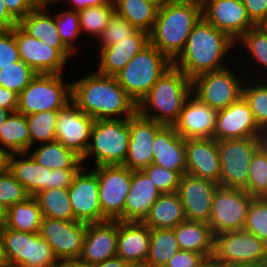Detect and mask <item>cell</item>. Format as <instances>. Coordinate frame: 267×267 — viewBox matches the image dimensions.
<instances>
[{"mask_svg":"<svg viewBox=\"0 0 267 267\" xmlns=\"http://www.w3.org/2000/svg\"><path fill=\"white\" fill-rule=\"evenodd\" d=\"M204 258L200 253L179 250L164 267H197Z\"/></svg>","mask_w":267,"mask_h":267,"instance_id":"cell-51","label":"cell"},{"mask_svg":"<svg viewBox=\"0 0 267 267\" xmlns=\"http://www.w3.org/2000/svg\"><path fill=\"white\" fill-rule=\"evenodd\" d=\"M244 230L267 245V198H254L249 206Z\"/></svg>","mask_w":267,"mask_h":267,"instance_id":"cell-44","label":"cell"},{"mask_svg":"<svg viewBox=\"0 0 267 267\" xmlns=\"http://www.w3.org/2000/svg\"><path fill=\"white\" fill-rule=\"evenodd\" d=\"M28 153L40 165L48 169L81 168L82 158L58 141L47 142Z\"/></svg>","mask_w":267,"mask_h":267,"instance_id":"cell-35","label":"cell"},{"mask_svg":"<svg viewBox=\"0 0 267 267\" xmlns=\"http://www.w3.org/2000/svg\"><path fill=\"white\" fill-rule=\"evenodd\" d=\"M180 250L173 229H150L149 254L146 267H164Z\"/></svg>","mask_w":267,"mask_h":267,"instance_id":"cell-38","label":"cell"},{"mask_svg":"<svg viewBox=\"0 0 267 267\" xmlns=\"http://www.w3.org/2000/svg\"><path fill=\"white\" fill-rule=\"evenodd\" d=\"M38 74L22 60L0 70V86L20 94Z\"/></svg>","mask_w":267,"mask_h":267,"instance_id":"cell-42","label":"cell"},{"mask_svg":"<svg viewBox=\"0 0 267 267\" xmlns=\"http://www.w3.org/2000/svg\"><path fill=\"white\" fill-rule=\"evenodd\" d=\"M201 18L200 6L166 0L158 8L149 43L173 62L184 50L189 34Z\"/></svg>","mask_w":267,"mask_h":267,"instance_id":"cell-3","label":"cell"},{"mask_svg":"<svg viewBox=\"0 0 267 267\" xmlns=\"http://www.w3.org/2000/svg\"><path fill=\"white\" fill-rule=\"evenodd\" d=\"M172 64L168 57L149 43L115 77L138 105Z\"/></svg>","mask_w":267,"mask_h":267,"instance_id":"cell-5","label":"cell"},{"mask_svg":"<svg viewBox=\"0 0 267 267\" xmlns=\"http://www.w3.org/2000/svg\"><path fill=\"white\" fill-rule=\"evenodd\" d=\"M94 122L71 101L58 111L56 141L83 158L90 144Z\"/></svg>","mask_w":267,"mask_h":267,"instance_id":"cell-16","label":"cell"},{"mask_svg":"<svg viewBox=\"0 0 267 267\" xmlns=\"http://www.w3.org/2000/svg\"><path fill=\"white\" fill-rule=\"evenodd\" d=\"M9 264L21 267H55L59 261L48 242L39 233L0 228Z\"/></svg>","mask_w":267,"mask_h":267,"instance_id":"cell-9","label":"cell"},{"mask_svg":"<svg viewBox=\"0 0 267 267\" xmlns=\"http://www.w3.org/2000/svg\"><path fill=\"white\" fill-rule=\"evenodd\" d=\"M42 218L38 201L30 196L5 210L4 226L17 231L39 233Z\"/></svg>","mask_w":267,"mask_h":267,"instance_id":"cell-34","label":"cell"},{"mask_svg":"<svg viewBox=\"0 0 267 267\" xmlns=\"http://www.w3.org/2000/svg\"><path fill=\"white\" fill-rule=\"evenodd\" d=\"M153 164L181 176L186 173L185 139L178 135L173 126H164L153 141Z\"/></svg>","mask_w":267,"mask_h":267,"instance_id":"cell-28","label":"cell"},{"mask_svg":"<svg viewBox=\"0 0 267 267\" xmlns=\"http://www.w3.org/2000/svg\"><path fill=\"white\" fill-rule=\"evenodd\" d=\"M63 44L74 54L77 49L73 41L81 32L79 14L76 10H64L54 16Z\"/></svg>","mask_w":267,"mask_h":267,"instance_id":"cell-46","label":"cell"},{"mask_svg":"<svg viewBox=\"0 0 267 267\" xmlns=\"http://www.w3.org/2000/svg\"><path fill=\"white\" fill-rule=\"evenodd\" d=\"M162 193L142 170H131V183L123 208V222H143Z\"/></svg>","mask_w":267,"mask_h":267,"instance_id":"cell-25","label":"cell"},{"mask_svg":"<svg viewBox=\"0 0 267 267\" xmlns=\"http://www.w3.org/2000/svg\"><path fill=\"white\" fill-rule=\"evenodd\" d=\"M219 184L184 173L177 193L183 205L186 220L208 223L212 199Z\"/></svg>","mask_w":267,"mask_h":267,"instance_id":"cell-18","label":"cell"},{"mask_svg":"<svg viewBox=\"0 0 267 267\" xmlns=\"http://www.w3.org/2000/svg\"><path fill=\"white\" fill-rule=\"evenodd\" d=\"M89 267H130V265L127 262H125L122 258L116 256L107 259L104 262L90 265Z\"/></svg>","mask_w":267,"mask_h":267,"instance_id":"cell-58","label":"cell"},{"mask_svg":"<svg viewBox=\"0 0 267 267\" xmlns=\"http://www.w3.org/2000/svg\"><path fill=\"white\" fill-rule=\"evenodd\" d=\"M247 101L241 96L227 108L217 111L213 138L215 140L261 137Z\"/></svg>","mask_w":267,"mask_h":267,"instance_id":"cell-20","label":"cell"},{"mask_svg":"<svg viewBox=\"0 0 267 267\" xmlns=\"http://www.w3.org/2000/svg\"><path fill=\"white\" fill-rule=\"evenodd\" d=\"M55 267H89L80 259L61 260Z\"/></svg>","mask_w":267,"mask_h":267,"instance_id":"cell-59","label":"cell"},{"mask_svg":"<svg viewBox=\"0 0 267 267\" xmlns=\"http://www.w3.org/2000/svg\"><path fill=\"white\" fill-rule=\"evenodd\" d=\"M11 112L9 110H6L2 107H0V127L2 123L6 120V118L9 116Z\"/></svg>","mask_w":267,"mask_h":267,"instance_id":"cell-65","label":"cell"},{"mask_svg":"<svg viewBox=\"0 0 267 267\" xmlns=\"http://www.w3.org/2000/svg\"><path fill=\"white\" fill-rule=\"evenodd\" d=\"M9 264V261L7 259V255L5 252L3 240L0 234V267H4Z\"/></svg>","mask_w":267,"mask_h":267,"instance_id":"cell-62","label":"cell"},{"mask_svg":"<svg viewBox=\"0 0 267 267\" xmlns=\"http://www.w3.org/2000/svg\"><path fill=\"white\" fill-rule=\"evenodd\" d=\"M15 40L20 59L39 74H62L67 58L55 48L26 34L15 26Z\"/></svg>","mask_w":267,"mask_h":267,"instance_id":"cell-21","label":"cell"},{"mask_svg":"<svg viewBox=\"0 0 267 267\" xmlns=\"http://www.w3.org/2000/svg\"><path fill=\"white\" fill-rule=\"evenodd\" d=\"M235 41L203 17L195 24L187 38L184 50L173 61L190 80L196 76L222 70V59Z\"/></svg>","mask_w":267,"mask_h":267,"instance_id":"cell-2","label":"cell"},{"mask_svg":"<svg viewBox=\"0 0 267 267\" xmlns=\"http://www.w3.org/2000/svg\"><path fill=\"white\" fill-rule=\"evenodd\" d=\"M30 195L15 179L6 167L0 173V206L5 210L19 202L25 201Z\"/></svg>","mask_w":267,"mask_h":267,"instance_id":"cell-45","label":"cell"},{"mask_svg":"<svg viewBox=\"0 0 267 267\" xmlns=\"http://www.w3.org/2000/svg\"><path fill=\"white\" fill-rule=\"evenodd\" d=\"M61 74H39L19 94L17 112L27 116L43 111L60 110L71 102V83Z\"/></svg>","mask_w":267,"mask_h":267,"instance_id":"cell-8","label":"cell"},{"mask_svg":"<svg viewBox=\"0 0 267 267\" xmlns=\"http://www.w3.org/2000/svg\"><path fill=\"white\" fill-rule=\"evenodd\" d=\"M228 68L207 72L192 79V90L201 102L216 111L223 110L242 96L243 80ZM243 82V83H242Z\"/></svg>","mask_w":267,"mask_h":267,"instance_id":"cell-12","label":"cell"},{"mask_svg":"<svg viewBox=\"0 0 267 267\" xmlns=\"http://www.w3.org/2000/svg\"><path fill=\"white\" fill-rule=\"evenodd\" d=\"M192 91V81L172 64L137 105V112L147 119L173 126ZM147 105L158 113H149Z\"/></svg>","mask_w":267,"mask_h":267,"instance_id":"cell-4","label":"cell"},{"mask_svg":"<svg viewBox=\"0 0 267 267\" xmlns=\"http://www.w3.org/2000/svg\"><path fill=\"white\" fill-rule=\"evenodd\" d=\"M130 267H146L145 265H141V266H130Z\"/></svg>","mask_w":267,"mask_h":267,"instance_id":"cell-71","label":"cell"},{"mask_svg":"<svg viewBox=\"0 0 267 267\" xmlns=\"http://www.w3.org/2000/svg\"><path fill=\"white\" fill-rule=\"evenodd\" d=\"M242 96L249 104L258 127L261 130L267 129V81L255 83L253 86L244 82Z\"/></svg>","mask_w":267,"mask_h":267,"instance_id":"cell-43","label":"cell"},{"mask_svg":"<svg viewBox=\"0 0 267 267\" xmlns=\"http://www.w3.org/2000/svg\"><path fill=\"white\" fill-rule=\"evenodd\" d=\"M34 9L18 22V26L29 36L41 40L44 44L58 49L66 58L74 55L62 42L54 16Z\"/></svg>","mask_w":267,"mask_h":267,"instance_id":"cell-30","label":"cell"},{"mask_svg":"<svg viewBox=\"0 0 267 267\" xmlns=\"http://www.w3.org/2000/svg\"><path fill=\"white\" fill-rule=\"evenodd\" d=\"M114 13L115 4L113 0L107 4L78 10L81 31L84 30L99 38Z\"/></svg>","mask_w":267,"mask_h":267,"instance_id":"cell-41","label":"cell"},{"mask_svg":"<svg viewBox=\"0 0 267 267\" xmlns=\"http://www.w3.org/2000/svg\"><path fill=\"white\" fill-rule=\"evenodd\" d=\"M102 214L123 222V208L131 183V170L123 165L95 166Z\"/></svg>","mask_w":267,"mask_h":267,"instance_id":"cell-13","label":"cell"},{"mask_svg":"<svg viewBox=\"0 0 267 267\" xmlns=\"http://www.w3.org/2000/svg\"><path fill=\"white\" fill-rule=\"evenodd\" d=\"M19 95L13 91L0 86V107L9 110L11 113L16 112L18 108Z\"/></svg>","mask_w":267,"mask_h":267,"instance_id":"cell-55","label":"cell"},{"mask_svg":"<svg viewBox=\"0 0 267 267\" xmlns=\"http://www.w3.org/2000/svg\"><path fill=\"white\" fill-rule=\"evenodd\" d=\"M61 0H31L34 9H46V7L54 2Z\"/></svg>","mask_w":267,"mask_h":267,"instance_id":"cell-61","label":"cell"},{"mask_svg":"<svg viewBox=\"0 0 267 267\" xmlns=\"http://www.w3.org/2000/svg\"><path fill=\"white\" fill-rule=\"evenodd\" d=\"M18 61L21 59L15 40V27L10 30H0V70Z\"/></svg>","mask_w":267,"mask_h":267,"instance_id":"cell-50","label":"cell"},{"mask_svg":"<svg viewBox=\"0 0 267 267\" xmlns=\"http://www.w3.org/2000/svg\"><path fill=\"white\" fill-rule=\"evenodd\" d=\"M254 197L244 189L218 186L212 199L208 224L214 236L244 230L249 206Z\"/></svg>","mask_w":267,"mask_h":267,"instance_id":"cell-11","label":"cell"},{"mask_svg":"<svg viewBox=\"0 0 267 267\" xmlns=\"http://www.w3.org/2000/svg\"><path fill=\"white\" fill-rule=\"evenodd\" d=\"M260 138L262 147L267 151V129L262 130Z\"/></svg>","mask_w":267,"mask_h":267,"instance_id":"cell-66","label":"cell"},{"mask_svg":"<svg viewBox=\"0 0 267 267\" xmlns=\"http://www.w3.org/2000/svg\"><path fill=\"white\" fill-rule=\"evenodd\" d=\"M186 173L219 184L221 164L217 140L214 138L185 139Z\"/></svg>","mask_w":267,"mask_h":267,"instance_id":"cell-23","label":"cell"},{"mask_svg":"<svg viewBox=\"0 0 267 267\" xmlns=\"http://www.w3.org/2000/svg\"><path fill=\"white\" fill-rule=\"evenodd\" d=\"M165 125L147 119L136 112L129 118L130 140L128 155L123 166L142 170L153 164V141Z\"/></svg>","mask_w":267,"mask_h":267,"instance_id":"cell-19","label":"cell"},{"mask_svg":"<svg viewBox=\"0 0 267 267\" xmlns=\"http://www.w3.org/2000/svg\"><path fill=\"white\" fill-rule=\"evenodd\" d=\"M197 267H222L214 256L204 258Z\"/></svg>","mask_w":267,"mask_h":267,"instance_id":"cell-60","label":"cell"},{"mask_svg":"<svg viewBox=\"0 0 267 267\" xmlns=\"http://www.w3.org/2000/svg\"><path fill=\"white\" fill-rule=\"evenodd\" d=\"M129 140V118L95 120L82 162L94 154L95 166L123 165L128 155Z\"/></svg>","mask_w":267,"mask_h":267,"instance_id":"cell-6","label":"cell"},{"mask_svg":"<svg viewBox=\"0 0 267 267\" xmlns=\"http://www.w3.org/2000/svg\"><path fill=\"white\" fill-rule=\"evenodd\" d=\"M142 171L151 179L162 194L177 192L181 179V175L177 171H171L154 164L145 167Z\"/></svg>","mask_w":267,"mask_h":267,"instance_id":"cell-49","label":"cell"},{"mask_svg":"<svg viewBox=\"0 0 267 267\" xmlns=\"http://www.w3.org/2000/svg\"><path fill=\"white\" fill-rule=\"evenodd\" d=\"M5 223V209L0 206V228L4 225Z\"/></svg>","mask_w":267,"mask_h":267,"instance_id":"cell-67","label":"cell"},{"mask_svg":"<svg viewBox=\"0 0 267 267\" xmlns=\"http://www.w3.org/2000/svg\"><path fill=\"white\" fill-rule=\"evenodd\" d=\"M237 41L242 42L253 58L267 68V33L261 26L249 29Z\"/></svg>","mask_w":267,"mask_h":267,"instance_id":"cell-48","label":"cell"},{"mask_svg":"<svg viewBox=\"0 0 267 267\" xmlns=\"http://www.w3.org/2000/svg\"><path fill=\"white\" fill-rule=\"evenodd\" d=\"M87 223L43 217L40 236L51 246L58 261L79 259Z\"/></svg>","mask_w":267,"mask_h":267,"instance_id":"cell-14","label":"cell"},{"mask_svg":"<svg viewBox=\"0 0 267 267\" xmlns=\"http://www.w3.org/2000/svg\"><path fill=\"white\" fill-rule=\"evenodd\" d=\"M59 110L43 111L26 116L31 148L34 143L56 141V120Z\"/></svg>","mask_w":267,"mask_h":267,"instance_id":"cell-39","label":"cell"},{"mask_svg":"<svg viewBox=\"0 0 267 267\" xmlns=\"http://www.w3.org/2000/svg\"><path fill=\"white\" fill-rule=\"evenodd\" d=\"M260 26L267 33V19Z\"/></svg>","mask_w":267,"mask_h":267,"instance_id":"cell-68","label":"cell"},{"mask_svg":"<svg viewBox=\"0 0 267 267\" xmlns=\"http://www.w3.org/2000/svg\"><path fill=\"white\" fill-rule=\"evenodd\" d=\"M0 152L6 155L31 151V140L26 116L10 113L0 127Z\"/></svg>","mask_w":267,"mask_h":267,"instance_id":"cell-33","label":"cell"},{"mask_svg":"<svg viewBox=\"0 0 267 267\" xmlns=\"http://www.w3.org/2000/svg\"><path fill=\"white\" fill-rule=\"evenodd\" d=\"M180 250L214 256L215 236L205 222L185 220L173 228Z\"/></svg>","mask_w":267,"mask_h":267,"instance_id":"cell-31","label":"cell"},{"mask_svg":"<svg viewBox=\"0 0 267 267\" xmlns=\"http://www.w3.org/2000/svg\"><path fill=\"white\" fill-rule=\"evenodd\" d=\"M9 14L19 22L34 10L31 0H3Z\"/></svg>","mask_w":267,"mask_h":267,"instance_id":"cell-54","label":"cell"},{"mask_svg":"<svg viewBox=\"0 0 267 267\" xmlns=\"http://www.w3.org/2000/svg\"><path fill=\"white\" fill-rule=\"evenodd\" d=\"M172 1L182 2V3H192L202 8L208 0H172Z\"/></svg>","mask_w":267,"mask_h":267,"instance_id":"cell-63","label":"cell"},{"mask_svg":"<svg viewBox=\"0 0 267 267\" xmlns=\"http://www.w3.org/2000/svg\"><path fill=\"white\" fill-rule=\"evenodd\" d=\"M186 220L177 192L163 193L151 207L143 223L150 229H173Z\"/></svg>","mask_w":267,"mask_h":267,"instance_id":"cell-32","label":"cell"},{"mask_svg":"<svg viewBox=\"0 0 267 267\" xmlns=\"http://www.w3.org/2000/svg\"><path fill=\"white\" fill-rule=\"evenodd\" d=\"M7 168L30 196L51 188V169L38 164L28 152L7 155Z\"/></svg>","mask_w":267,"mask_h":267,"instance_id":"cell-29","label":"cell"},{"mask_svg":"<svg viewBox=\"0 0 267 267\" xmlns=\"http://www.w3.org/2000/svg\"><path fill=\"white\" fill-rule=\"evenodd\" d=\"M146 1L155 2L158 6H160L166 0H146Z\"/></svg>","mask_w":267,"mask_h":267,"instance_id":"cell-69","label":"cell"},{"mask_svg":"<svg viewBox=\"0 0 267 267\" xmlns=\"http://www.w3.org/2000/svg\"><path fill=\"white\" fill-rule=\"evenodd\" d=\"M71 95V101L94 120L126 119L137 112V105L116 77L97 71L72 82Z\"/></svg>","mask_w":267,"mask_h":267,"instance_id":"cell-1","label":"cell"},{"mask_svg":"<svg viewBox=\"0 0 267 267\" xmlns=\"http://www.w3.org/2000/svg\"><path fill=\"white\" fill-rule=\"evenodd\" d=\"M115 12L139 30L150 32L155 24L159 6L146 0H113Z\"/></svg>","mask_w":267,"mask_h":267,"instance_id":"cell-36","label":"cell"},{"mask_svg":"<svg viewBox=\"0 0 267 267\" xmlns=\"http://www.w3.org/2000/svg\"><path fill=\"white\" fill-rule=\"evenodd\" d=\"M80 168L51 169V188H69Z\"/></svg>","mask_w":267,"mask_h":267,"instance_id":"cell-53","label":"cell"},{"mask_svg":"<svg viewBox=\"0 0 267 267\" xmlns=\"http://www.w3.org/2000/svg\"><path fill=\"white\" fill-rule=\"evenodd\" d=\"M7 167V155L0 152V173Z\"/></svg>","mask_w":267,"mask_h":267,"instance_id":"cell-64","label":"cell"},{"mask_svg":"<svg viewBox=\"0 0 267 267\" xmlns=\"http://www.w3.org/2000/svg\"><path fill=\"white\" fill-rule=\"evenodd\" d=\"M82 166L75 174L68 196L77 221L100 223L108 219L102 214L99 200V183L96 172H85Z\"/></svg>","mask_w":267,"mask_h":267,"instance_id":"cell-15","label":"cell"},{"mask_svg":"<svg viewBox=\"0 0 267 267\" xmlns=\"http://www.w3.org/2000/svg\"><path fill=\"white\" fill-rule=\"evenodd\" d=\"M138 31L137 27L131 25L115 12L98 39L101 42V47H108L127 39V37L134 36Z\"/></svg>","mask_w":267,"mask_h":267,"instance_id":"cell-47","label":"cell"},{"mask_svg":"<svg viewBox=\"0 0 267 267\" xmlns=\"http://www.w3.org/2000/svg\"><path fill=\"white\" fill-rule=\"evenodd\" d=\"M221 164L219 186L245 189L249 165L255 151L261 146L260 137L218 140Z\"/></svg>","mask_w":267,"mask_h":267,"instance_id":"cell-10","label":"cell"},{"mask_svg":"<svg viewBox=\"0 0 267 267\" xmlns=\"http://www.w3.org/2000/svg\"><path fill=\"white\" fill-rule=\"evenodd\" d=\"M149 44V33L139 30L134 36L127 37L117 44L100 48L98 72L116 76L126 64Z\"/></svg>","mask_w":267,"mask_h":267,"instance_id":"cell-27","label":"cell"},{"mask_svg":"<svg viewBox=\"0 0 267 267\" xmlns=\"http://www.w3.org/2000/svg\"><path fill=\"white\" fill-rule=\"evenodd\" d=\"M42 216L65 221H75L68 196V188H49L38 192L35 196Z\"/></svg>","mask_w":267,"mask_h":267,"instance_id":"cell-37","label":"cell"},{"mask_svg":"<svg viewBox=\"0 0 267 267\" xmlns=\"http://www.w3.org/2000/svg\"><path fill=\"white\" fill-rule=\"evenodd\" d=\"M244 190L254 198H267V151L262 145L252 156Z\"/></svg>","mask_w":267,"mask_h":267,"instance_id":"cell-40","label":"cell"},{"mask_svg":"<svg viewBox=\"0 0 267 267\" xmlns=\"http://www.w3.org/2000/svg\"><path fill=\"white\" fill-rule=\"evenodd\" d=\"M17 25L18 22L9 14L3 0H0V30H10Z\"/></svg>","mask_w":267,"mask_h":267,"instance_id":"cell-56","label":"cell"},{"mask_svg":"<svg viewBox=\"0 0 267 267\" xmlns=\"http://www.w3.org/2000/svg\"><path fill=\"white\" fill-rule=\"evenodd\" d=\"M4 267H21V266H17V265L8 264V265H6V266H4Z\"/></svg>","mask_w":267,"mask_h":267,"instance_id":"cell-70","label":"cell"},{"mask_svg":"<svg viewBox=\"0 0 267 267\" xmlns=\"http://www.w3.org/2000/svg\"><path fill=\"white\" fill-rule=\"evenodd\" d=\"M191 97L187 99L178 120L173 124L175 131L183 139L213 138L217 111L197 97Z\"/></svg>","mask_w":267,"mask_h":267,"instance_id":"cell-24","label":"cell"},{"mask_svg":"<svg viewBox=\"0 0 267 267\" xmlns=\"http://www.w3.org/2000/svg\"><path fill=\"white\" fill-rule=\"evenodd\" d=\"M118 220L88 223L80 260L88 266L117 256Z\"/></svg>","mask_w":267,"mask_h":267,"instance_id":"cell-22","label":"cell"},{"mask_svg":"<svg viewBox=\"0 0 267 267\" xmlns=\"http://www.w3.org/2000/svg\"><path fill=\"white\" fill-rule=\"evenodd\" d=\"M150 246V228L143 222L118 221L117 256L130 266L145 265Z\"/></svg>","mask_w":267,"mask_h":267,"instance_id":"cell-26","label":"cell"},{"mask_svg":"<svg viewBox=\"0 0 267 267\" xmlns=\"http://www.w3.org/2000/svg\"><path fill=\"white\" fill-rule=\"evenodd\" d=\"M249 18L260 26L267 19V0H241Z\"/></svg>","mask_w":267,"mask_h":267,"instance_id":"cell-52","label":"cell"},{"mask_svg":"<svg viewBox=\"0 0 267 267\" xmlns=\"http://www.w3.org/2000/svg\"><path fill=\"white\" fill-rule=\"evenodd\" d=\"M214 257L222 267H266L267 245L245 230L215 236Z\"/></svg>","mask_w":267,"mask_h":267,"instance_id":"cell-7","label":"cell"},{"mask_svg":"<svg viewBox=\"0 0 267 267\" xmlns=\"http://www.w3.org/2000/svg\"><path fill=\"white\" fill-rule=\"evenodd\" d=\"M202 17L236 43L249 29L257 26L241 0H208L202 7Z\"/></svg>","mask_w":267,"mask_h":267,"instance_id":"cell-17","label":"cell"},{"mask_svg":"<svg viewBox=\"0 0 267 267\" xmlns=\"http://www.w3.org/2000/svg\"><path fill=\"white\" fill-rule=\"evenodd\" d=\"M112 0H69L68 3H71L73 10H80L90 6H98L110 3Z\"/></svg>","mask_w":267,"mask_h":267,"instance_id":"cell-57","label":"cell"}]
</instances>
